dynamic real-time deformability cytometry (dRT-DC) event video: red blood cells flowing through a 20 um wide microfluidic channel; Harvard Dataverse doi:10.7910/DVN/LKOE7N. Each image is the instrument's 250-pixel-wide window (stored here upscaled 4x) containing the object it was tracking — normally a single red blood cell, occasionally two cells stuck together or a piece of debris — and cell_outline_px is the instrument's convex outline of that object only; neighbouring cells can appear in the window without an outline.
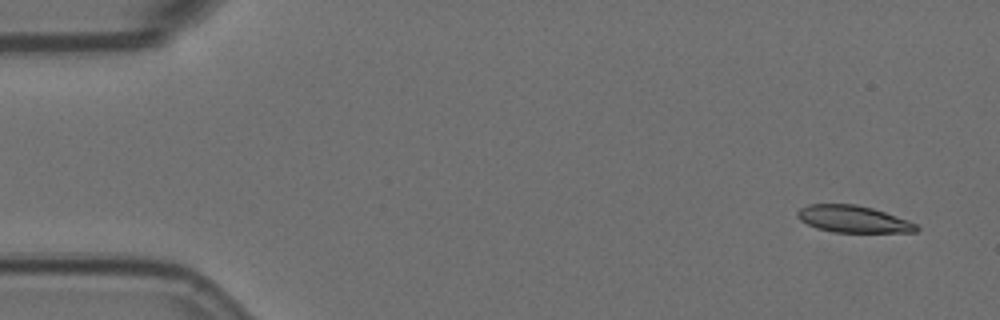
{"species": "Egyptian fruit bat (a non-hibernating species)", "species_latin": "Rousettus aegyptiacus", "temperature_condition": "room temperature", "stored_images_in_passage": 4, "camera_frame_rate_fps": 3000, "um_per_image_px": 0.085, "animal": {"sex": "female"}, "frame": {"image": 1, "passage_image": 1, "time_ms": 0.0, "image_size_px": [1000, 320], "cell_outline_px": [[920, 228], [916, 232], [832, 232], [816, 228], [800, 220], [796, 216], [796, 212], [800, 208], [808, 204], [856, 204], [872, 208], [908, 220], [916, 224]], "centroid_in_image_um": [72.5, 18.62], "position_along_channel_um": 12.5, "area_um2": 18.67}}